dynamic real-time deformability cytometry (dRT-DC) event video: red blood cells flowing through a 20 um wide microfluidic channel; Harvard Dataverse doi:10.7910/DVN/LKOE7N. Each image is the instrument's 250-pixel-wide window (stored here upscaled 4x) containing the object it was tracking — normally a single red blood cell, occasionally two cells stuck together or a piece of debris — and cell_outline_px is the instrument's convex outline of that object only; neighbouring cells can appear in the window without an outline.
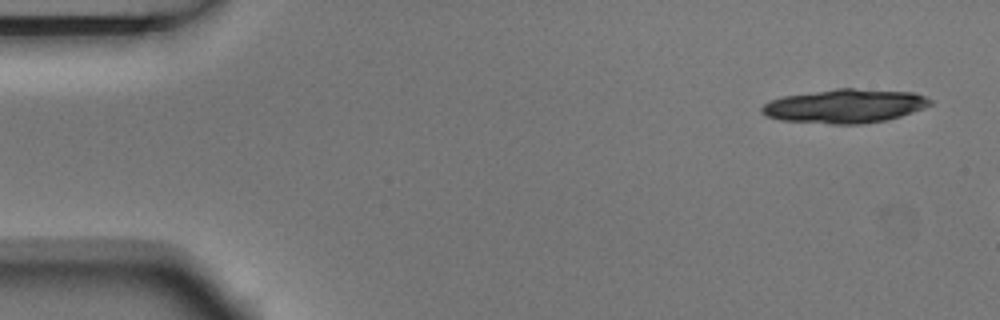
{"species": "Egyptian fruit bat (a non-hibernating species)", "species_latin": "Rousettus aegyptiacus", "temperature_condition": "room temperature", "stored_images_in_passage": 4, "camera_frame_rate_fps": 3000, "um_per_image_px": 0.085, "animal": {"sex": "male"}, "frame": {"image": 1, "passage_image": 1, "time_ms": 0.0, "image_size_px": [1000, 320], "cell_outline_px": [[932, 104], [924, 108], [888, 120], [860, 124], [832, 124], [780, 120], [764, 116], [760, 112], [760, 108], [764, 104], [780, 96], [836, 88], [856, 88], [912, 92], [924, 96], [932, 100]], "centroid_in_image_um": [71.78, 9.01], "position_along_channel_um": 13.2, "area_um2": 33.52}}